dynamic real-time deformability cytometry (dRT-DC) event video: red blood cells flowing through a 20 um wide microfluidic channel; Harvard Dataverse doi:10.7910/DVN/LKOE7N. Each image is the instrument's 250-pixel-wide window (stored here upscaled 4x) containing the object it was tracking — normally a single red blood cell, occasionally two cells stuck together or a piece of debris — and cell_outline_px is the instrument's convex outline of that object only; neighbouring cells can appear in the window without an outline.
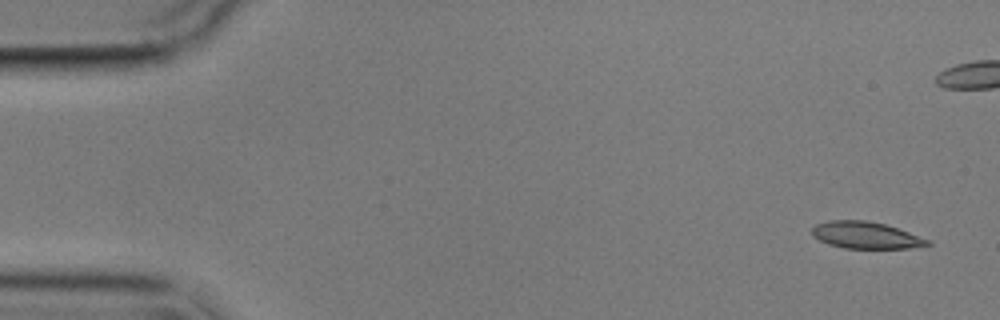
{"species": "common noctule bat (a hibernating species)", "species_latin": "Nyctalus noctula", "temperature_condition": "cold", "stored_images_in_passage": 5, "camera_frame_rate_fps": 3000, "um_per_image_px": 0.085, "animal": {"sex": "male", "body_mass_g": 17.9}, "frame": {"image": 1, "passage_image": 1, "time_ms": 0.0, "image_size_px": [1000, 320], "cell_outline_px": [[932, 244], [908, 248], [844, 248], [828, 244], [812, 236], [812, 228], [816, 224], [828, 220], [864, 220], [884, 224], [932, 240]], "centroid_in_image_um": [73.58, 19.99], "position_along_channel_um": 11.4, "area_um2": 17.98}}